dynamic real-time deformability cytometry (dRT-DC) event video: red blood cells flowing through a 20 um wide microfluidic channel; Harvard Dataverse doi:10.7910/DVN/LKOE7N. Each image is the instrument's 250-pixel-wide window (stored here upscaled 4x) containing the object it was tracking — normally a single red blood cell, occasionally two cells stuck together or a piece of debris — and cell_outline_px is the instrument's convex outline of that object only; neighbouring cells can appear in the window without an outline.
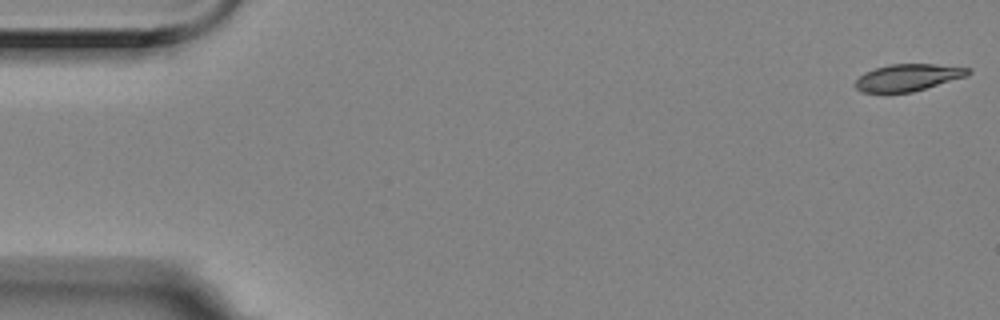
{"species": "Egyptian fruit bat (a non-hibernating species)", "species_latin": "Rousettus aegyptiacus", "temperature_condition": "room temperature", "stored_images_in_passage": 56, "camera_frame_rate_fps": 3000, "um_per_image_px": 0.085, "animal": {"sex": "female"}, "frame": {"image": 1, "passage_image": 1, "time_ms": 0.0, "image_size_px": [1000, 320], "cell_outline_px": [[972, 72], [968, 76], [912, 92], [860, 92], [852, 84], [864, 72], [888, 64], [936, 64], [972, 68]], "centroid_in_image_um": [77.19, 6.58], "position_along_channel_um": 7.8, "area_um2": 17.86}}
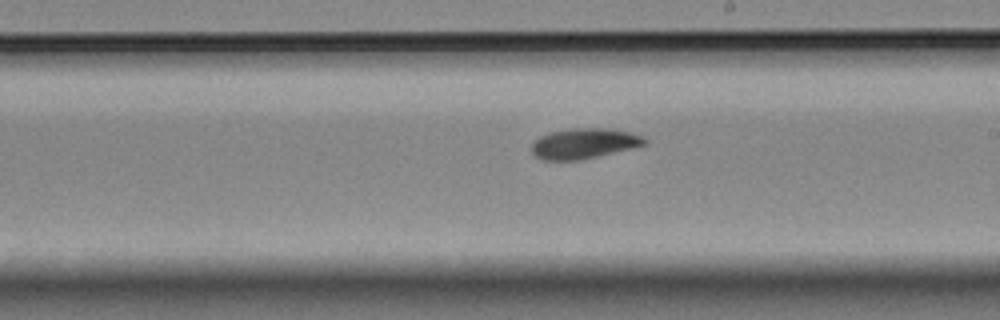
{"frame": {"image": 2, "passage_image": 32, "time_ms": 10.333, "image_size_px": [1000, 320], "cell_outline_px": [[648, 144], [632, 148], [596, 156], [576, 160], [544, 160], [536, 156], [532, 152], [532, 144], [540, 136], [552, 132], [568, 128], [608, 128], [628, 132], [644, 136], [648, 140]], "centroid_in_image_um": [49.67, 12.18], "position_along_channel_um": 239.3, "area_um2": 19.83}}
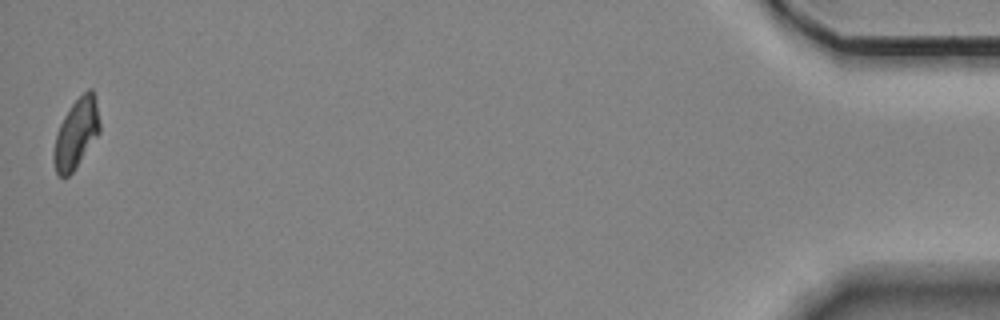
{"frame": {"image": 3, "passage_image": 56, "time_ms": 18.333, "image_size_px": [1000, 320], "cell_outline_px": [[100, 132], [72, 172], [68, 176], [60, 176], [56, 172], [52, 156], [52, 152], [56, 132], [64, 116], [72, 104], [88, 88], [92, 88], [100, 120]], "centroid_in_image_um": [6.46, 11.35], "position_along_channel_um": 428.7, "area_um2": 18.44}, "authors_computed_cell_mechanics": {"area_um2": 19.1029, "velocity_mm_per_s": 3.5151, "shape_relaxation_time_tau1_ms": 8.9585, "shape_relaxation_time_tau2_ms": null, "deformation_change_tau1": 0.1935, "deformation_change_tau2": null}}